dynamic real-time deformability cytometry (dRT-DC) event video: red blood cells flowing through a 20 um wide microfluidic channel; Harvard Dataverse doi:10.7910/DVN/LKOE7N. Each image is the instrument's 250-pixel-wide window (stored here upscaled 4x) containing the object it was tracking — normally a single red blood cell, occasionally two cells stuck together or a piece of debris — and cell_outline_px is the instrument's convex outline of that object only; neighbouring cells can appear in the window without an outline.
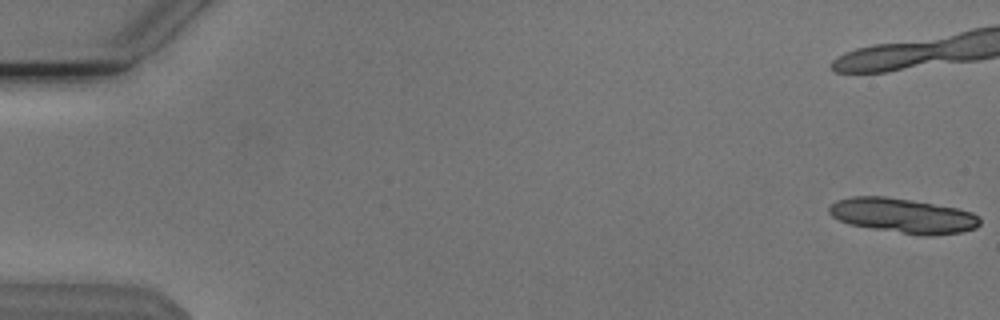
{"species": "Egyptian fruit bat (a non-hibernating species)", "species_latin": "Rousettus aegyptiacus", "temperature_condition": "cold", "stored_images_in_passage": 16, "camera_frame_rate_fps": 3000, "um_per_image_px": 0.085, "animal": {"sex": "male"}, "frame": {"image": 1, "passage_image": 1, "time_ms": 0.0, "image_size_px": [1000, 320], "cell_outline_px": [[980, 224], [976, 228], [960, 232], [928, 236], [920, 236], [848, 224], [832, 216], [828, 212], [828, 208], [836, 200], [852, 196], [884, 196], [956, 208], [972, 212], [980, 216]], "centroid_in_image_um": [76.75, 18.34], "position_along_channel_um": 8.3, "area_um2": 30.4}}